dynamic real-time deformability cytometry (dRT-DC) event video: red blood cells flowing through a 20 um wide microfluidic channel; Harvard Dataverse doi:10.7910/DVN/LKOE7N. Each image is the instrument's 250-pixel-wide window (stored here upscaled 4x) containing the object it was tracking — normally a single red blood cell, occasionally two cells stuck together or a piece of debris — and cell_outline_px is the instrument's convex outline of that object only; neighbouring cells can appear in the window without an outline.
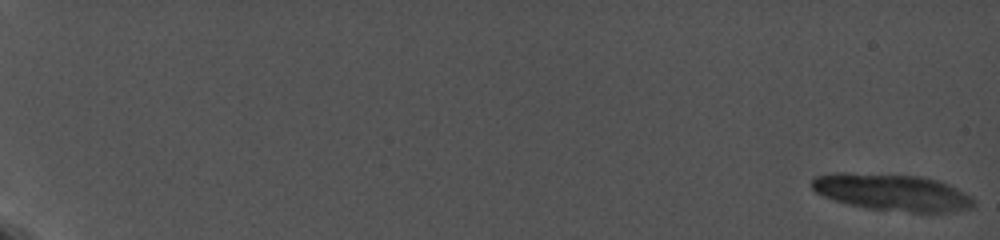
{"species": "common noctule bat (a hibernating species)", "species_latin": "Nyctalus noctula", "temperature_condition": "cold", "stored_images_in_passage": 7, "camera_frame_rate_fps": 5000, "um_per_image_px": 0.085, "animal": {"sex": "female", "body_mass_g": 19.0, "forearm_length_mm": 56.7}, "frame": {"image": 1, "passage_image": 1, "time_ms": 0.0, "image_size_px": [1000, 240], "cell_outline_px": [[976, 204], [972, 208], [956, 212], [912, 212], [868, 208], [836, 200], [824, 196], [816, 192], [812, 188], [812, 180], [816, 176], [836, 172], [844, 172], [920, 176], [936, 180], [948, 184], [972, 196], [976, 200]], "centroid_in_image_um": [75.9, 16.35], "position_along_channel_um": 9.1, "area_um2": 34.62}}